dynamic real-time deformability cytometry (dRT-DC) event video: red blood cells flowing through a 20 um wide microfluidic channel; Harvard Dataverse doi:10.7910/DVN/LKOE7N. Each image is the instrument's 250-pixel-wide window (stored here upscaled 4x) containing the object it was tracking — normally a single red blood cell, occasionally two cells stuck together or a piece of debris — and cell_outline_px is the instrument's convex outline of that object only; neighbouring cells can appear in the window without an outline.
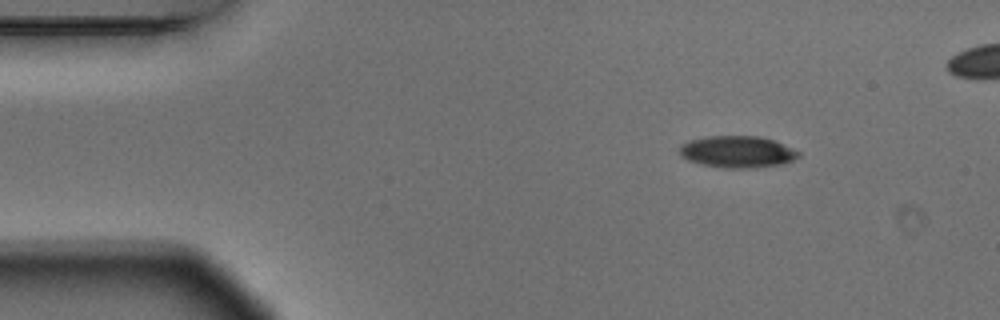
{"species": "Egyptian fruit bat (a non-hibernating species)", "species_latin": "Rousettus aegyptiacus", "temperature_condition": "warm", "stored_images_in_passage": 4, "camera_frame_rate_fps": 3000, "um_per_image_px": 0.085, "animal": {"sex": "male"}, "frame": {"image": 1, "passage_image": 1, "time_ms": 0.0, "image_size_px": [1000, 320], "cell_outline_px": [[800, 156], [784, 164], [756, 168], [724, 168], [700, 164], [688, 160], [680, 156], [680, 144], [688, 140], [708, 136], [760, 136], [772, 140], [792, 148], [800, 152]], "centroid_in_image_um": [62.66, 12.91], "position_along_channel_um": 22.3, "area_um2": 22.2}}